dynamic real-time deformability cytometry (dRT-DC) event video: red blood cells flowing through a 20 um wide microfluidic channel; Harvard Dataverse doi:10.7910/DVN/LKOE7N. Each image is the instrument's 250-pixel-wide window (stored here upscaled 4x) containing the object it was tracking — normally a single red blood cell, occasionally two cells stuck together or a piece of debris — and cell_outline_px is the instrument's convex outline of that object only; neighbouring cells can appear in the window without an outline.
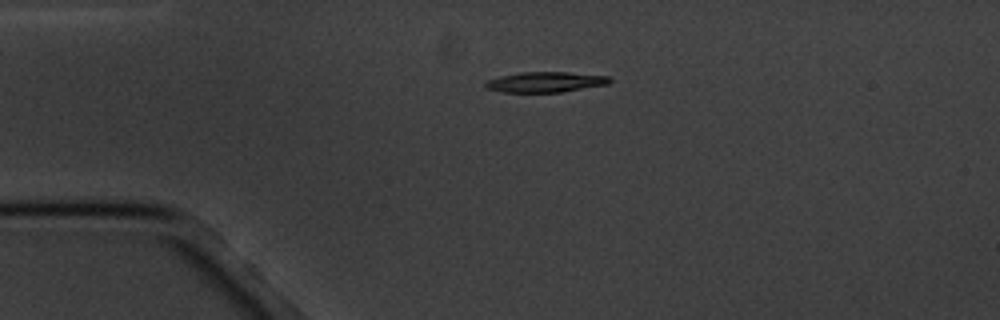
{"species": "common noctule bat (a hibernating species)", "species_latin": "Nyctalus noctula", "temperature_condition": "cold", "stored_images_in_passage": 2, "camera_frame_rate_fps": 3000, "um_per_image_px": 0.085, "animal": {"sex": "male", "body_mass_g": 20.1, "forearm_length_mm": 53.5}, "frame": {"image": 1, "passage_image": 1, "time_ms": 0.0, "image_size_px": [1000, 320], "cell_outline_px": [[612, 80], [608, 84], [560, 92], [504, 92], [484, 88], [484, 84], [488, 80], [500, 76], [520, 72], [568, 72], [608, 76]], "centroid_in_image_um": [46.34, 6.97], "position_along_channel_um": 38.7, "area_um2": 14.68}}